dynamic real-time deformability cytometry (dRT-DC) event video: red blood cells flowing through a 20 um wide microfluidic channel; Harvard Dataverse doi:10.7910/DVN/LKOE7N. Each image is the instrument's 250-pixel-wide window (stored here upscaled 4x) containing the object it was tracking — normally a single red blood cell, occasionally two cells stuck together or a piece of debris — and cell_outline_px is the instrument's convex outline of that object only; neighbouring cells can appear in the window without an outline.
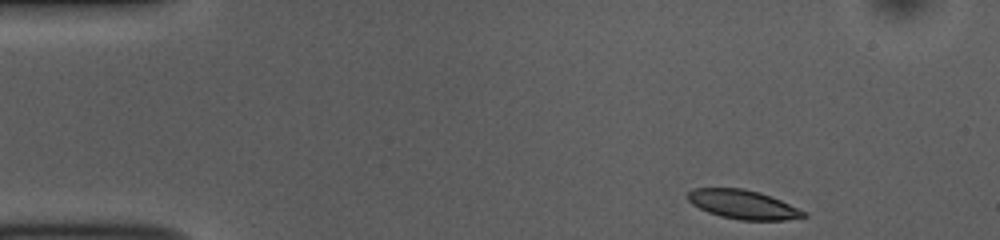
{"species": "common noctule bat (a hibernating species)", "species_latin": "Nyctalus noctula", "temperature_condition": "room temperature", "stored_images_in_passage": 46, "camera_frame_rate_fps": 3000, "um_per_image_px": 0.085, "animal": {"sex": "female", "body_mass_g": 10.0, "forearm_length_mm": 53.1}, "frame": {"image": 1, "passage_image": 1, "time_ms": 0.0, "image_size_px": [1000, 240], "cell_outline_px": [[808, 216], [784, 220], [740, 220], [720, 216], [708, 212], [692, 204], [688, 200], [688, 192], [692, 188], [744, 188], [760, 192], [772, 196], [808, 212]], "centroid_in_image_um": [63.19, 17.38], "position_along_channel_um": 21.8, "area_um2": 19.71}}
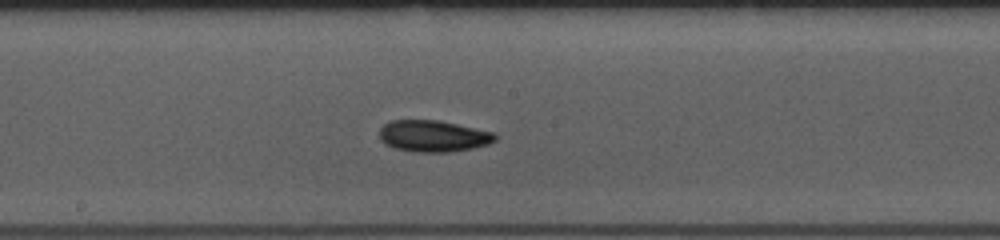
{"frame": {"image": 2, "passage_image": 22, "time_ms": 7.0, "image_size_px": [1000, 240], "cell_outline_px": [[496, 140], [488, 144], [472, 148], [448, 152], [412, 152], [396, 148], [384, 144], [380, 140], [380, 128], [384, 124], [392, 120], [436, 120], [496, 132]], "centroid_in_image_um": [36.82, 11.57], "position_along_channel_um": 211.4, "area_um2": 21.27}}
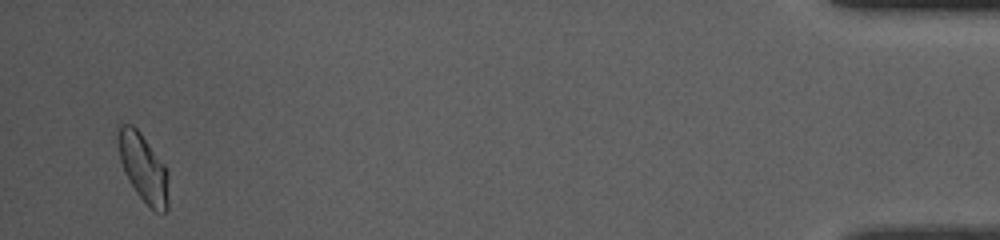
{"frame": {"image": 3, "passage_image": 45, "time_ms": 14.667, "image_size_px": [1000, 240], "cell_outline_px": [[168, 208], [164, 212], [156, 212], [136, 192], [128, 180], [124, 172], [120, 160], [116, 136], [116, 124], [120, 120], [132, 124], [140, 132], [164, 164], [168, 172]], "centroid_in_image_um": [12.13, 14.17], "position_along_channel_um": 423.1, "area_um2": 20.4}, "authors_computed_cell_mechanics": {"area_um2": 20.2878, "velocity_mm_per_s": 3.8145, "shape_relaxation_time_tau1_ms": 2.8874, "shape_relaxation_time_tau2_ms": 5.447, "deformation_change_tau1": 0.0821, "deformation_change_tau2": 0.0954}}